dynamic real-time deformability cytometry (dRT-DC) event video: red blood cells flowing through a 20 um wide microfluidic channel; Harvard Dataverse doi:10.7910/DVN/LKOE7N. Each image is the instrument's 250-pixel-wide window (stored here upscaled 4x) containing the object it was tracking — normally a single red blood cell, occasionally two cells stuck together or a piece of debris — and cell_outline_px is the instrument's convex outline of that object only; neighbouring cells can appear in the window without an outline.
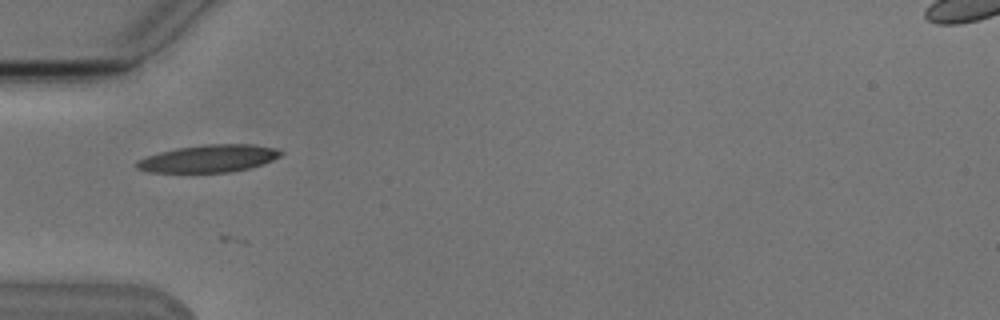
{"species": "Egyptian fruit bat (a non-hibernating species)", "species_latin": "Rousettus aegyptiacus", "temperature_condition": "cold", "stored_images_in_passage": 4, "camera_frame_rate_fps": 3000, "um_per_image_px": 0.085, "animal": {"sex": "male"}, "frame": {"image": 1, "passage_image": 1, "time_ms": 0.0, "image_size_px": [1000, 320], "cell_outline_px": [[284, 152], [280, 156], [272, 160], [248, 168], [228, 172], [148, 172], [136, 168], [136, 160], [160, 152], [176, 148], [204, 144], [252, 144], [276, 148]], "centroid_in_image_um": [17.73, 13.47], "position_along_channel_um": 67.3, "area_um2": 22.89}}